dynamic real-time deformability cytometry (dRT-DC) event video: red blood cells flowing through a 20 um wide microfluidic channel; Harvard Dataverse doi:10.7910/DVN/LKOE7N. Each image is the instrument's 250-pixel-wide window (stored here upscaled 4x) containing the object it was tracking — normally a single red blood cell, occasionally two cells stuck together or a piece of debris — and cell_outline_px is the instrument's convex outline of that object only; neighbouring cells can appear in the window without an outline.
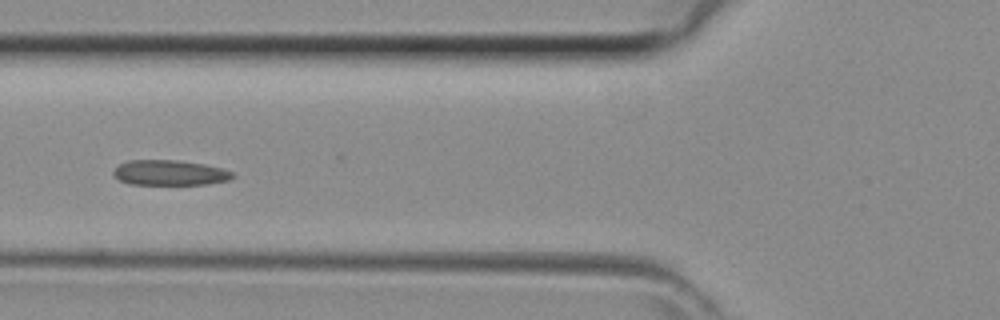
{"species": "common noctule bat (a hibernating species)", "species_latin": "Nyctalus noctula", "temperature_condition": "room temperature", "stored_images_in_passage": 43, "camera_frame_rate_fps": 3000, "um_per_image_px": 0.085, "animal": {"sex": "female", "body_mass_g": 29.2, "forearm_length_mm": 56.3}, "frame": {"image": 1, "passage_image": 15, "time_ms": 4.667, "image_size_px": [1000, 320], "cell_outline_px": [[236, 176], [232, 180], [208, 184], [128, 184], [120, 180], [112, 172], [120, 164], [128, 160], [176, 160], [204, 164], [224, 168], [236, 172]], "centroid_in_image_um": [14.53, 14.68], "position_along_channel_um": 111.3, "area_um2": 17.69}}
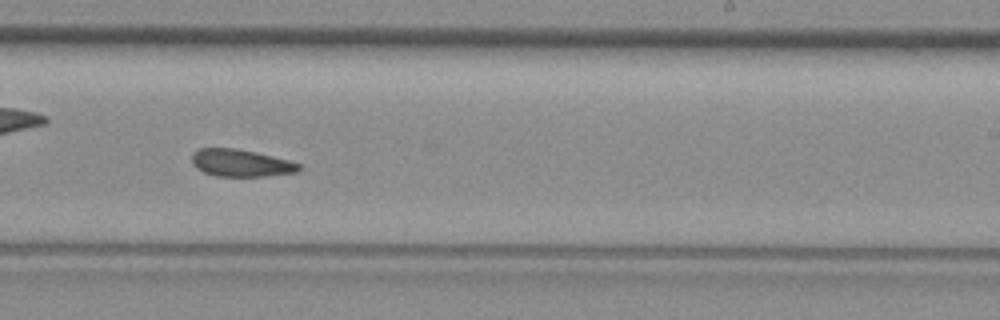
{"frame": {"image": 2, "passage_image": 25, "time_ms": 8.0, "image_size_px": [1000, 320], "cell_outline_px": [[304, 168], [296, 172], [264, 176], [216, 176], [204, 172], [196, 168], [192, 164], [192, 152], [200, 148], [236, 148], [256, 152], [288, 160], [300, 164]], "centroid_in_image_um": [20.46, 13.85], "position_along_channel_um": 268.5, "area_um2": 17.05}}
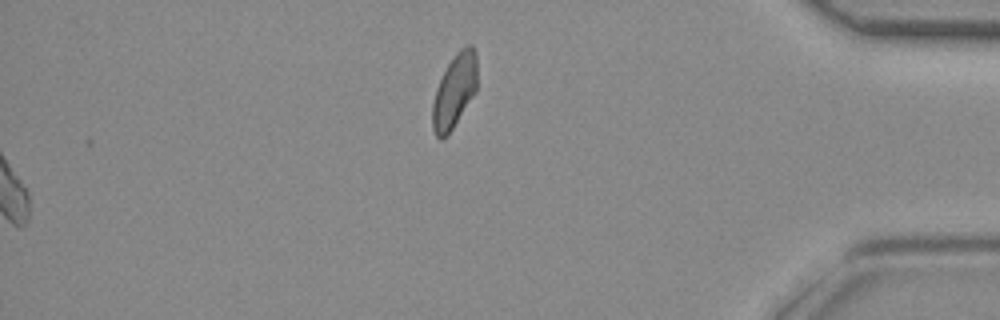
{"frame": {"image": 3, "passage_image": 43, "time_ms": 14.0, "image_size_px": [1000, 320], "cell_outline_px": [[476, 92], [452, 128], [440, 140], [436, 136], [432, 128], [432, 104], [436, 88], [448, 64], [456, 52], [460, 48], [468, 44], [472, 44], [476, 56]], "centroid_in_image_um": [38.62, 7.71], "position_along_channel_um": 396.6, "area_um2": 18.96}}